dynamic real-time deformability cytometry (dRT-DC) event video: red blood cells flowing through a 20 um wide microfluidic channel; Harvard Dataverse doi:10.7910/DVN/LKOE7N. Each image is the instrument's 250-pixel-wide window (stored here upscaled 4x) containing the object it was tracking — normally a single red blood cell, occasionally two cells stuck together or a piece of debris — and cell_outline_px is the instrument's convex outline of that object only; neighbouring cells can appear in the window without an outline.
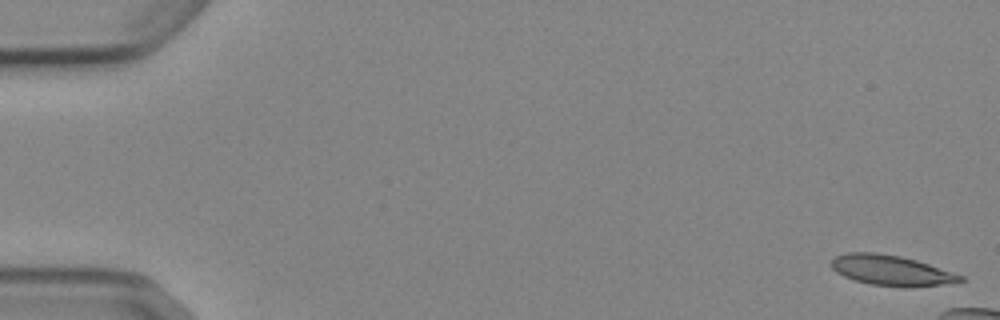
{"species": "Egyptian fruit bat (a non-hibernating species)", "species_latin": "Rousettus aegyptiacus", "temperature_condition": "cold", "stored_images_in_passage": 11, "camera_frame_rate_fps": 3000, "um_per_image_px": 0.085, "animal": {"sex": "female"}, "frame": {"image": 1, "passage_image": 1, "time_ms": 0.0, "image_size_px": [1000, 320], "cell_outline_px": [[964, 280], [940, 284], [872, 284], [856, 280], [844, 276], [836, 272], [832, 268], [832, 260], [836, 256], [848, 252], [876, 252], [900, 256], [916, 260], [964, 276]], "centroid_in_image_um": [75.67, 22.92], "position_along_channel_um": 9.3, "area_um2": 21.5}}